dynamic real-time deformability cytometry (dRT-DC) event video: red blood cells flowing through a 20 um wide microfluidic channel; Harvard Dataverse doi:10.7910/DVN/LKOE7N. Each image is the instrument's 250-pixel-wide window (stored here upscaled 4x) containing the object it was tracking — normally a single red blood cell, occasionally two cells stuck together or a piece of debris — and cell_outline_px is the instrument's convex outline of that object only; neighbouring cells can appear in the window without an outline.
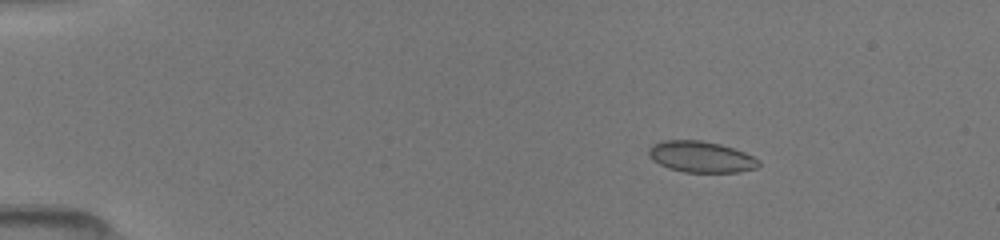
{"species": "common noctule bat (a hibernating species)", "species_latin": "Nyctalus noctula", "temperature_condition": "room temperature", "stored_images_in_passage": 9, "camera_frame_rate_fps": 3000, "um_per_image_px": 0.085, "animal": {"sex": "female", "body_mass_g": 19.5, "forearm_length_mm": 54.1}, "frame": {"image": 1, "passage_image": 2, "time_ms": 0.667, "image_size_px": [1000, 240], "cell_outline_px": [[760, 164], [756, 168], [740, 172], [684, 172], [668, 168], [652, 160], [648, 156], [648, 148], [652, 144], [664, 140], [700, 140], [720, 144], [744, 152], [760, 160]], "centroid_in_image_um": [59.56, 13.33], "position_along_channel_um": 25.4, "area_um2": 20.06}}
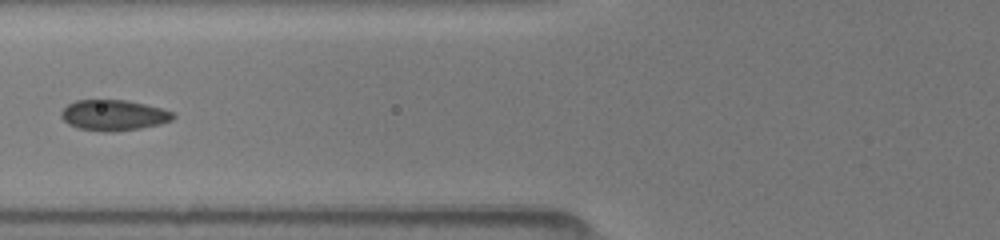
{"frame": {"image": 2, "passage_image": 7, "time_ms": 5.0, "image_size_px": [1000, 240], "cell_outline_px": [[176, 116], [172, 120], [160, 124], [140, 128], [116, 132], [104, 132], [76, 128], [68, 124], [60, 116], [60, 112], [68, 104], [76, 100], [128, 100], [164, 108], [172, 112]], "centroid_in_image_um": [9.66, 9.79], "position_along_channel_um": 116.1, "area_um2": 20.29}}
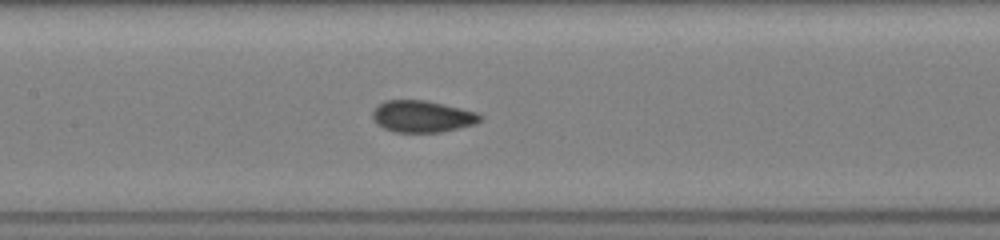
{"frame": {"image": 3, "passage_image": 9, "time_ms": 6.333, "image_size_px": [1000, 240], "cell_outline_px": [[480, 120], [476, 124], [444, 132], [396, 132], [384, 128], [376, 124], [372, 120], [372, 112], [384, 100], [424, 100], [460, 108], [476, 112], [480, 116]], "centroid_in_image_um": [35.86, 9.91], "position_along_channel_um": 171.5, "area_um2": 19.83}}